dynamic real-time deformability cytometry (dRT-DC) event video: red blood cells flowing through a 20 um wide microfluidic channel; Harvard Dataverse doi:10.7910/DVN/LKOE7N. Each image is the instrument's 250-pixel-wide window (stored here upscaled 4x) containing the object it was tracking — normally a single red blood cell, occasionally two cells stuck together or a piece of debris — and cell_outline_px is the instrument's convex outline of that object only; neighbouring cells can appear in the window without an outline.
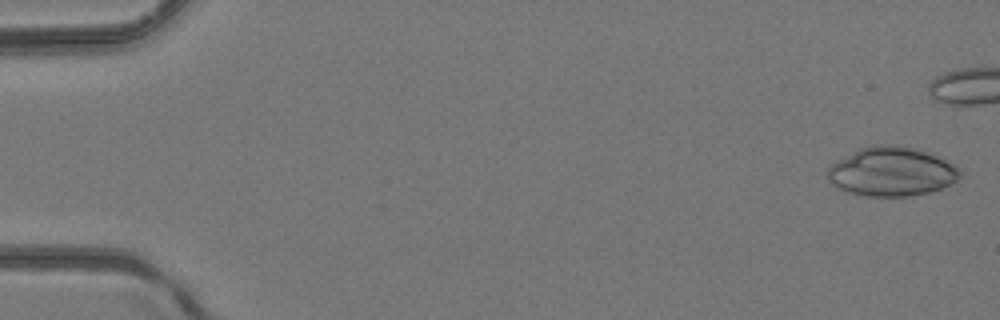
{"species": "common noctule bat (a hibernating species)", "species_latin": "Nyctalus noctula", "temperature_condition": "room temperature", "stored_images_in_passage": 5, "camera_frame_rate_fps": 3000, "um_per_image_px": 0.085, "animal": {"sex": "female", "body_mass_g": 24.6, "forearm_length_mm": 56.2}, "frame": {"image": 1, "passage_image": 1, "time_ms": 0.0, "image_size_px": [1000, 320], "cell_outline_px": [[960, 176], [956, 180], [940, 188], [928, 192], [908, 196], [868, 196], [848, 192], [836, 188], [828, 180], [828, 168], [832, 164], [860, 148], [872, 144], [896, 144], [916, 148], [928, 152], [956, 164], [960, 168]], "centroid_in_image_um": [75.79, 14.57], "position_along_channel_um": 9.2, "area_um2": 37.86}}